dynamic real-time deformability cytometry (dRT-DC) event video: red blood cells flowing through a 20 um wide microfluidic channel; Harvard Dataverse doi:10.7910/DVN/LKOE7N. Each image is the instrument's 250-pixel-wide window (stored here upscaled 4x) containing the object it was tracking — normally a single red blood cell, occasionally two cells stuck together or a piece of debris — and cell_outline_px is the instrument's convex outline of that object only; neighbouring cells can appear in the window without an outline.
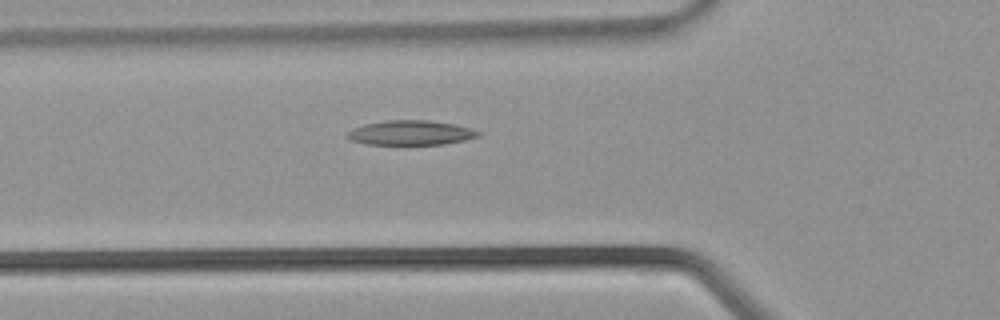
{"species": "common noctule bat (a hibernating species)", "species_latin": "Nyctalus noctula", "temperature_condition": "warm", "stored_images_in_passage": 34, "camera_frame_rate_fps": 3000, "um_per_image_px": 0.085, "animal": {"sex": "male", "body_mass_g": 21.5, "forearm_length_mm": 52.0}, "frame": {"image": 1, "passage_image": 10, "time_ms": 3.0, "image_size_px": [1000, 320], "cell_outline_px": [[480, 136], [464, 140], [444, 144], [364, 144], [352, 140], [344, 136], [348, 132], [356, 128], [368, 124], [384, 120], [428, 120], [456, 124], [472, 128], [480, 132]], "centroid_in_image_um": [34.96, 11.28], "position_along_channel_um": 90.8, "area_um2": 18.67}}
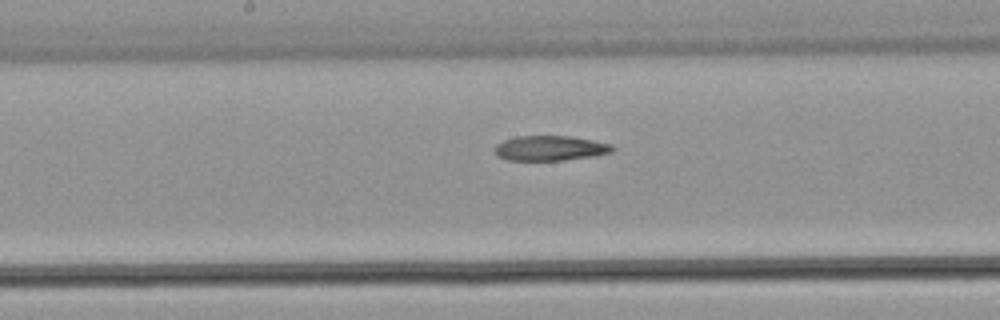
{"frame": {"image": 2, "passage_image": 16, "time_ms": 5.0, "image_size_px": [1000, 320], "cell_outline_px": [[616, 148], [612, 152], [596, 156], [564, 160], [508, 160], [496, 156], [492, 148], [496, 144], [504, 140], [516, 136], [568, 136], [592, 140], [612, 144]], "centroid_in_image_um": [46.75, 12.6], "position_along_channel_um": 201.5, "area_um2": 17.34}}
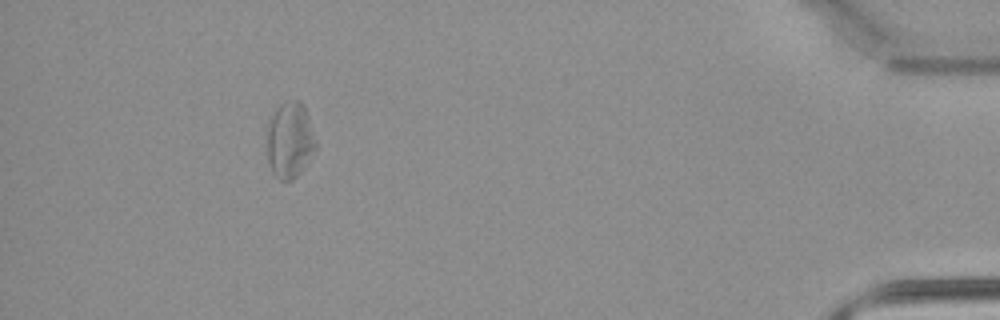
{"frame": {"image": 3, "passage_image": 31, "time_ms": 10.0, "image_size_px": [1000, 320], "cell_outline_px": [[316, 148], [304, 168], [292, 180], [280, 180], [272, 172], [268, 164], [264, 140], [264, 136], [268, 116], [280, 104], [296, 100], [300, 100], [304, 104], [316, 140]], "centroid_in_image_um": [24.56, 11.89], "position_along_channel_um": 410.6, "area_um2": 22.43}}